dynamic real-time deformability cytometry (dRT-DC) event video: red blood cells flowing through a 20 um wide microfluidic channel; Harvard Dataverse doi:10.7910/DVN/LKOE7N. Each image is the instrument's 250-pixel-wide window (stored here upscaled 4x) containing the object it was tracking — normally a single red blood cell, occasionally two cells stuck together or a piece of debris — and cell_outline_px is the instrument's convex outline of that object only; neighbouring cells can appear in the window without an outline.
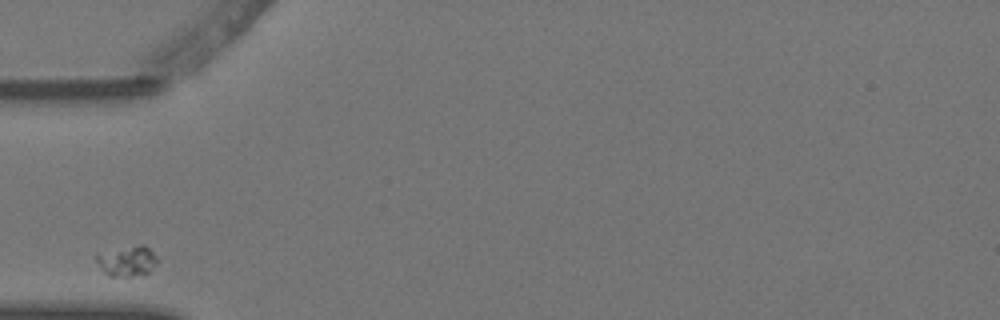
{"species": "Egyptian fruit bat (a non-hibernating species)", "species_latin": "Rousettus aegyptiacus", "temperature_condition": "warm", "stored_images_in_passage": 4, "camera_frame_rate_fps": 3000, "um_per_image_px": 0.085, "animal": {"sex": "female"}, "frame": {"image": 1, "passage_image": 1, "time_ms": 0.0, "image_size_px": [1000, 320], "cell_outline_px": [[160, 260], [148, 272], [132, 276], [108, 276], [104, 272], [96, 260], [96, 252], [140, 244], [144, 244]], "centroid_in_image_um": [10.79, 22.16], "position_along_channel_um": 74.2, "area_um2": 10.87}}
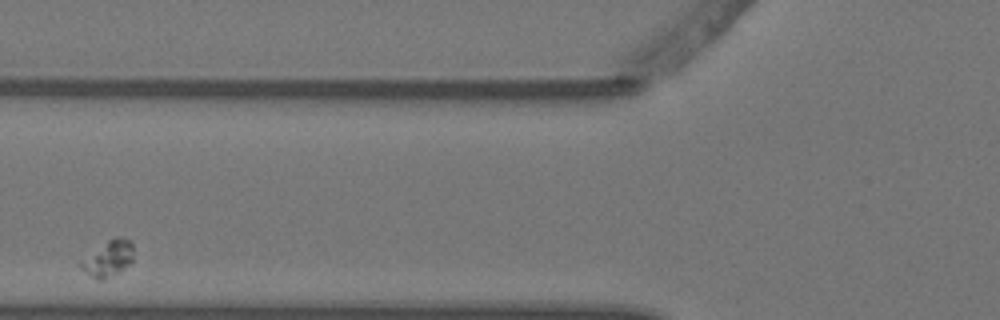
{"frame": {"image": 2, "passage_image": 2, "time_ms": 0.333, "image_size_px": [1000, 320], "cell_outline_px": [[132, 260], [128, 264], [104, 280], [96, 280], [80, 268], [76, 264], [80, 260], [108, 240], [116, 236], [120, 236], [128, 240], [132, 244]], "centroid_in_image_um": [9.13, 21.97], "position_along_channel_um": 116.7, "area_um2": 10.81}}
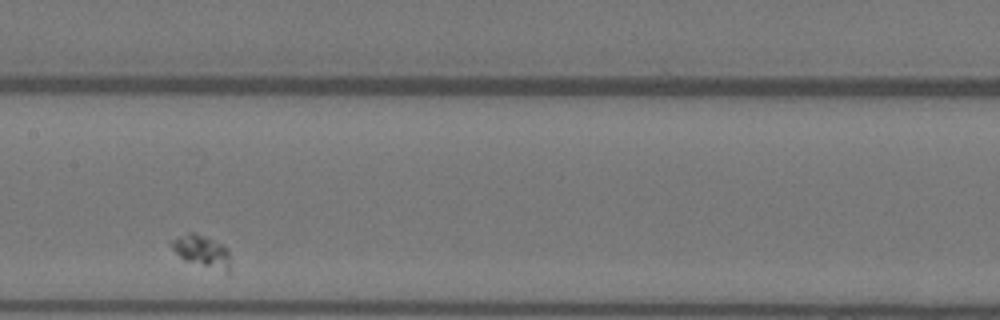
{"frame": {"image": 3, "passage_image": 4, "time_ms": 1.0, "image_size_px": [1000, 320], "cell_outline_px": [[228, 272], [184, 260], [168, 244], [176, 236], [188, 232], [196, 232], [224, 244], [228, 248]], "centroid_in_image_um": [17.11, 21.28], "position_along_channel_um": 190.3, "area_um2": 10.87}}